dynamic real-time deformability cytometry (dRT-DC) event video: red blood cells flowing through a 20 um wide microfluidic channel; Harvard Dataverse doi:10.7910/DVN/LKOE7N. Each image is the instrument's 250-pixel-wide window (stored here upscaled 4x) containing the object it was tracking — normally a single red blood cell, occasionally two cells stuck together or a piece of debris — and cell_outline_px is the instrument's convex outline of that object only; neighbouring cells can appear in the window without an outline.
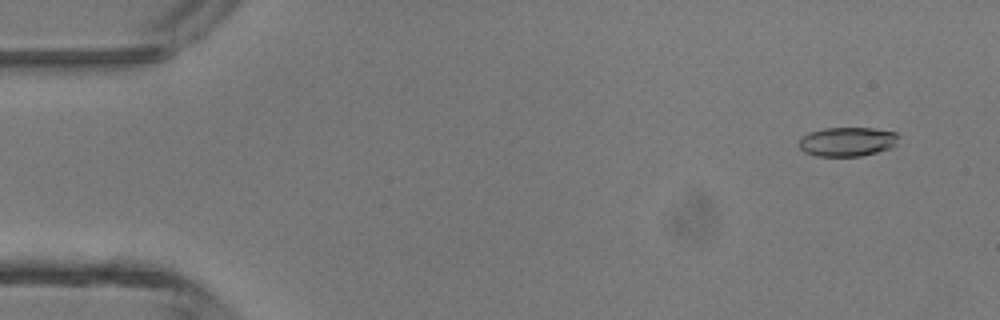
{"species": "common noctule bat (a hibernating species)", "species_latin": "Nyctalus noctula", "temperature_condition": "room temperature", "stored_images_in_passage": 46, "camera_frame_rate_fps": 3000, "um_per_image_px": 0.085, "animal": {"sex": "male", "body_mass_g": 13.3}, "frame": {"image": 1, "passage_image": 2, "time_ms": 0.333, "image_size_px": [1000, 320], "cell_outline_px": [[900, 136], [896, 144], [888, 148], [876, 152], [860, 156], [816, 156], [804, 152], [800, 148], [800, 136], [808, 132], [824, 128], [872, 128], [896, 132]], "centroid_in_image_um": [72.0, 12.03], "position_along_channel_um": 13.0, "area_um2": 16.99}}
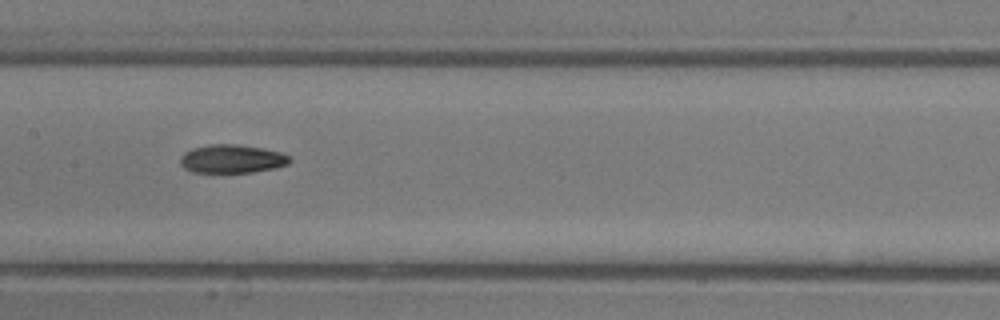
{"frame": {"image": 2, "passage_image": 22, "time_ms": 7.0, "image_size_px": [1000, 320], "cell_outline_px": [[292, 160], [288, 164], [276, 168], [252, 172], [192, 172], [184, 168], [180, 164], [180, 156], [184, 152], [192, 148], [208, 144], [236, 144], [264, 148], [280, 152], [288, 156]], "centroid_in_image_um": [19.7, 13.49], "position_along_channel_um": 187.7, "area_um2": 18.26}}
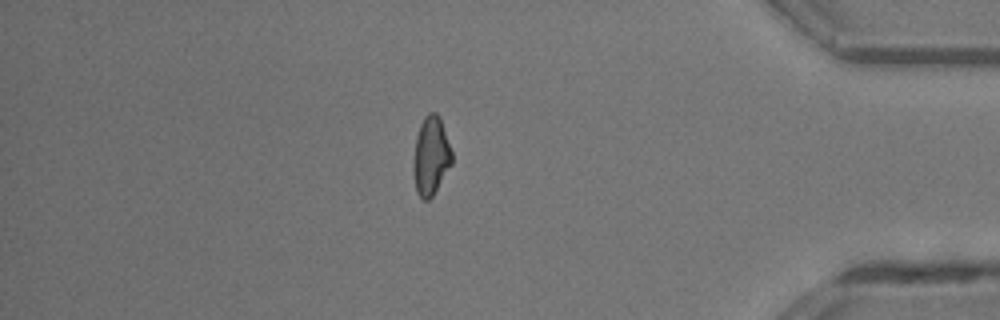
{"frame": {"image": 3, "passage_image": 39, "time_ms": 12.667, "image_size_px": [1000, 320], "cell_outline_px": [[452, 164], [432, 196], [428, 200], [424, 200], [416, 192], [412, 172], [412, 168], [416, 136], [420, 124], [424, 116], [428, 112], [436, 112], [440, 116], [452, 152]], "centroid_in_image_um": [36.61, 13.24], "position_along_channel_um": 398.6, "area_um2": 17.8}, "authors_computed_cell_mechanics": {"area_um2": 17.8602, "velocity_mm_per_s": 4.4018, "shape_relaxation_time_tau1_ms": 11.3238, "shape_relaxation_time_tau2_ms": 9.2681, "deformation_change_tau1": 0.2705, "deformation_change_tau2": 0.2083}}